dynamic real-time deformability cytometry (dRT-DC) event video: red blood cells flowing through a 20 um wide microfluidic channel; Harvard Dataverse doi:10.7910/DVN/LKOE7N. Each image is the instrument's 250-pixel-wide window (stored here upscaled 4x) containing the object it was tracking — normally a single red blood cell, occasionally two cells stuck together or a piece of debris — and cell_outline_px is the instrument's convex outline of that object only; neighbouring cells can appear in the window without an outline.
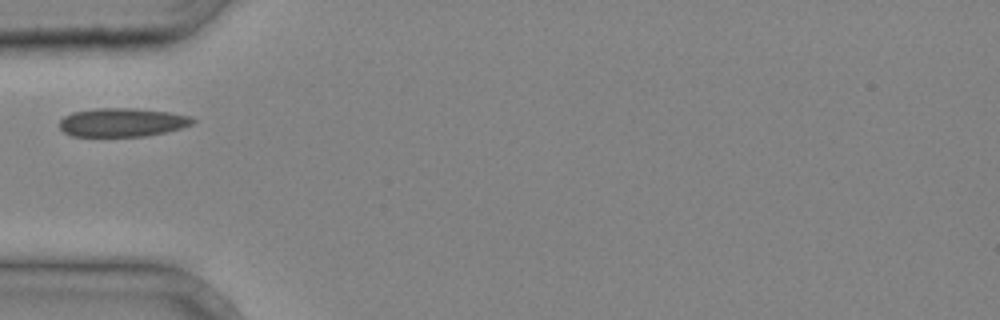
{"species": "common noctule bat (a hibernating species)", "species_latin": "Nyctalus noctula", "temperature_condition": "cold", "stored_images_in_passage": 1, "camera_frame_rate_fps": 3000, "um_per_image_px": 0.085, "animal": {"sex": "male", "body_mass_g": 20.4}, "frame": {"image": 1, "passage_image": 1, "time_ms": 0.0, "image_size_px": [1000, 320], "cell_outline_px": [[196, 120], [192, 124], [180, 128], [164, 132], [144, 136], [72, 136], [64, 132], [60, 128], [60, 120], [64, 116], [72, 112], [96, 108], [136, 108], [168, 112], [192, 116]], "centroid_in_image_um": [10.38, 10.39], "position_along_channel_um": 74.6, "area_um2": 22.2}}